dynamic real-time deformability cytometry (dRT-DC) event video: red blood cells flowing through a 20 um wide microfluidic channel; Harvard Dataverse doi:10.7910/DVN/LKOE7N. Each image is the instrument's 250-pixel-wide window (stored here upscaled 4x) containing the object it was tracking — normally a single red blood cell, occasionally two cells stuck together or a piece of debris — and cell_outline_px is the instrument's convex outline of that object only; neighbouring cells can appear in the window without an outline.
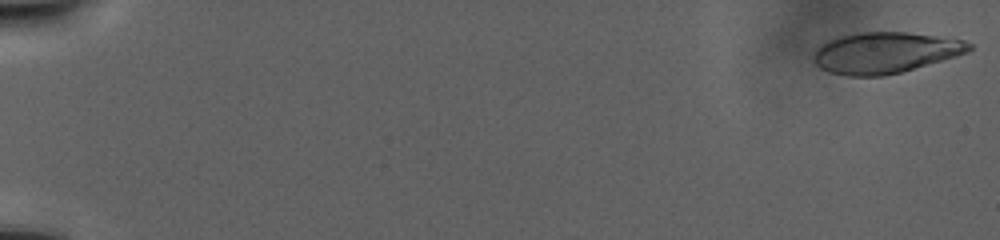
{"species": "human", "species_latin": "Homo sapiens", "temperature_condition": "warm", "stored_images_in_passage": 62, "camera_frame_rate_fps": 3000, "um_per_image_px": 0.085, "donor": {"sex": "male"}, "frame": {"image": 1, "passage_image": 1, "time_ms": 0.0, "image_size_px": [1000, 240], "cell_outline_px": [[972, 48], [968, 52], [956, 56], [900, 72], [884, 76], [848, 76], [828, 72], [820, 68], [816, 64], [816, 52], [820, 44], [828, 40], [840, 36], [860, 32], [908, 32], [964, 40], [972, 44]], "centroid_in_image_um": [75.24, 4.47], "position_along_channel_um": 9.8, "area_um2": 36.88}}
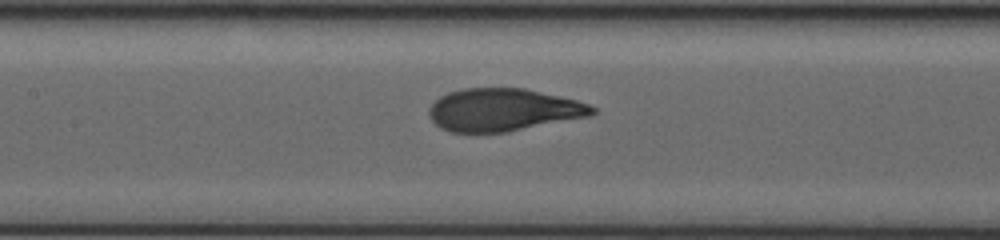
{"frame": {"image": 2, "passage_image": 35, "time_ms": 19.333, "image_size_px": [1000, 240], "cell_outline_px": [[596, 112], [592, 116], [508, 132], [452, 132], [440, 128], [432, 120], [428, 112], [428, 108], [440, 96], [448, 92], [464, 88], [524, 88], [576, 100], [588, 104], [596, 108]], "centroid_in_image_um": [42.79, 9.34], "position_along_channel_um": 164.6, "area_um2": 40.63}}
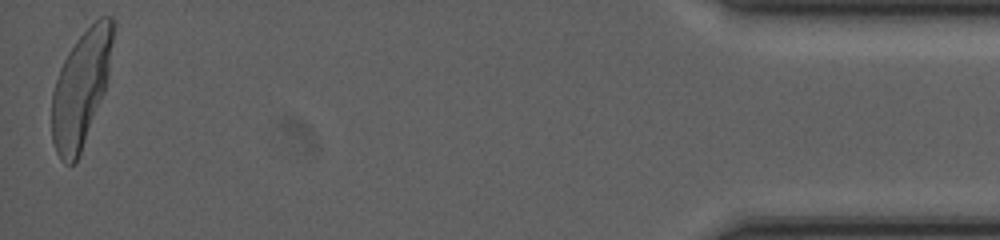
{"frame": {"image": 3, "passage_image": 62, "time_ms": 37.667, "image_size_px": [1000, 240], "cell_outline_px": [[116, 24], [108, 76], [104, 92], [80, 152], [76, 160], [72, 164], [64, 164], [60, 160], [56, 152], [52, 140], [52, 92], [60, 68], [68, 52], [76, 40], [100, 16], [112, 16], [116, 20]], "centroid_in_image_um": [6.9, 7.47], "position_along_channel_um": 428.3, "area_um2": 41.04}}